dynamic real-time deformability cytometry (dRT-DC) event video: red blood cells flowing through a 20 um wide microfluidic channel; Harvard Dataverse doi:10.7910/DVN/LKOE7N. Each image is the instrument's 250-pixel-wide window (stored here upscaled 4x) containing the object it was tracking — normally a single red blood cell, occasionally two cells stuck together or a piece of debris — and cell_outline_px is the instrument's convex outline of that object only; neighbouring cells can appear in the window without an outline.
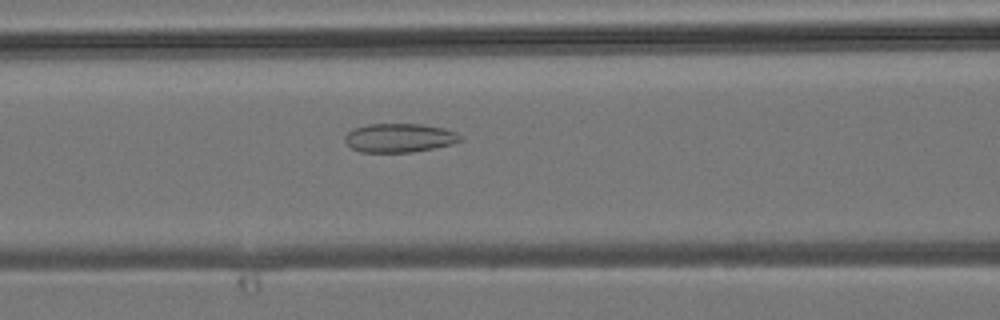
{"species": "common noctule bat (a hibernating species)", "species_latin": "Nyctalus noctula", "temperature_condition": "room temperature", "stored_images_in_passage": 25, "camera_frame_rate_fps": 3000, "um_per_image_px": 0.085, "animal": {"sex": "male", "body_mass_g": 19.2, "forearm_length_mm": 51.8}, "frame": {"image": 1, "passage_image": 14, "time_ms": 4.333, "image_size_px": [1000, 320], "cell_outline_px": [[464, 136], [460, 140], [452, 144], [412, 152], [360, 152], [352, 148], [344, 140], [344, 136], [348, 132], [356, 128], [368, 124], [424, 124], [444, 128], [456, 132]], "centroid_in_image_um": [33.96, 11.71], "position_along_channel_um": 132.6, "area_um2": 19.36}}
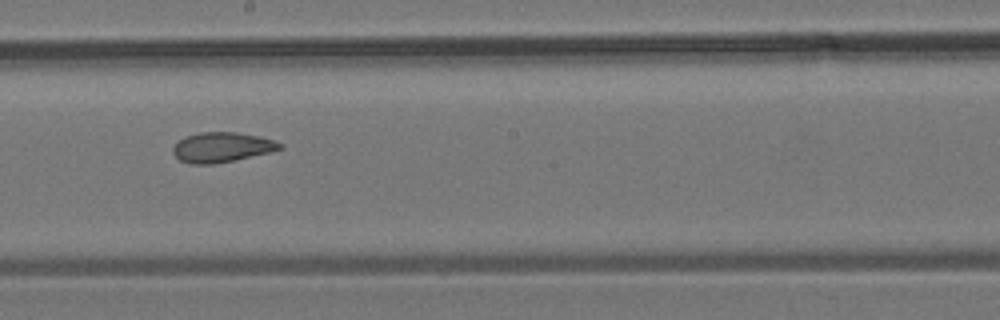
{"frame": {"image": 2, "passage_image": 20, "time_ms": 6.333, "image_size_px": [1000, 320], "cell_outline_px": [[284, 148], [272, 152], [212, 164], [188, 164], [180, 160], [172, 152], [172, 148], [184, 136], [200, 132], [236, 132], [256, 136], [272, 140], [284, 144]], "centroid_in_image_um": [18.85, 12.52], "position_along_channel_um": 229.4, "area_um2": 18.55}}
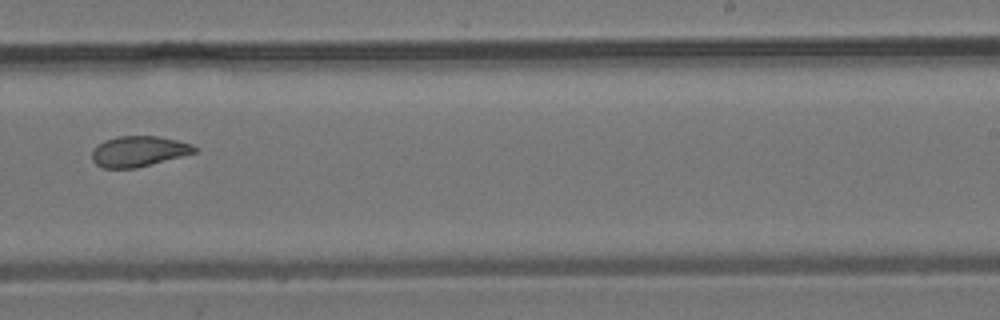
{"frame": {"image": 3, "passage_image": 23, "time_ms": 7.333, "image_size_px": [1000, 320], "cell_outline_px": [[196, 152], [136, 168], [104, 168], [96, 164], [92, 160], [92, 152], [104, 140], [120, 136], [156, 136], [176, 140], [192, 144], [196, 148]], "centroid_in_image_um": [11.77, 12.86], "position_along_channel_um": 277.2, "area_um2": 17.92}}